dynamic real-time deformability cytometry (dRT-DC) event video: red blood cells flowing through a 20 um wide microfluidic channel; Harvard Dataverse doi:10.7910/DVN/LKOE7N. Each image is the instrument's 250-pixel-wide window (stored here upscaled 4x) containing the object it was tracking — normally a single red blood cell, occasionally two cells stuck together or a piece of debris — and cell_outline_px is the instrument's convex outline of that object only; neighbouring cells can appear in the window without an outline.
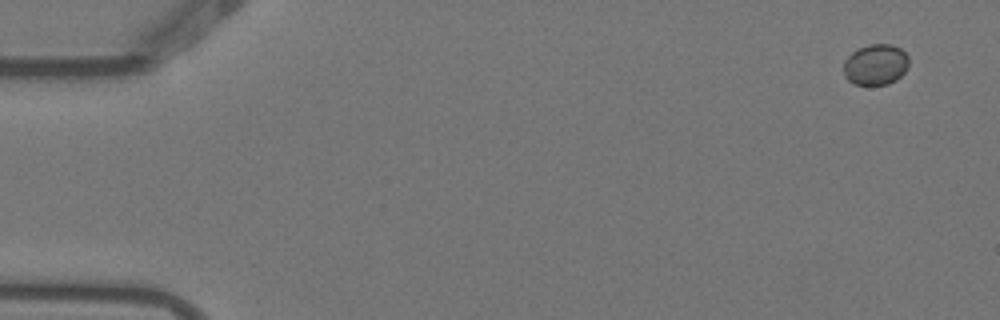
{"species": "Egyptian fruit bat (a non-hibernating species)", "species_latin": "Rousettus aegyptiacus", "temperature_condition": "warm", "stored_images_in_passage": 5, "segment_of_instrument_passage": [2, 2], "camera_frame_rate_fps": 3000, "um_per_image_px": 0.085, "animal": {"sex": "female"}, "frame": {"image": 1, "passage_image": 5, "time_ms": 1.333, "image_size_px": [1000, 320], "cell_outline_px": [[908, 68], [896, 80], [888, 84], [856, 84], [848, 80], [844, 76], [844, 60], [852, 52], [868, 44], [892, 44], [900, 48], [908, 56]], "centroid_in_image_um": [74.43, 5.48], "position_along_channel_um": 10.6, "area_um2": 15.49}}